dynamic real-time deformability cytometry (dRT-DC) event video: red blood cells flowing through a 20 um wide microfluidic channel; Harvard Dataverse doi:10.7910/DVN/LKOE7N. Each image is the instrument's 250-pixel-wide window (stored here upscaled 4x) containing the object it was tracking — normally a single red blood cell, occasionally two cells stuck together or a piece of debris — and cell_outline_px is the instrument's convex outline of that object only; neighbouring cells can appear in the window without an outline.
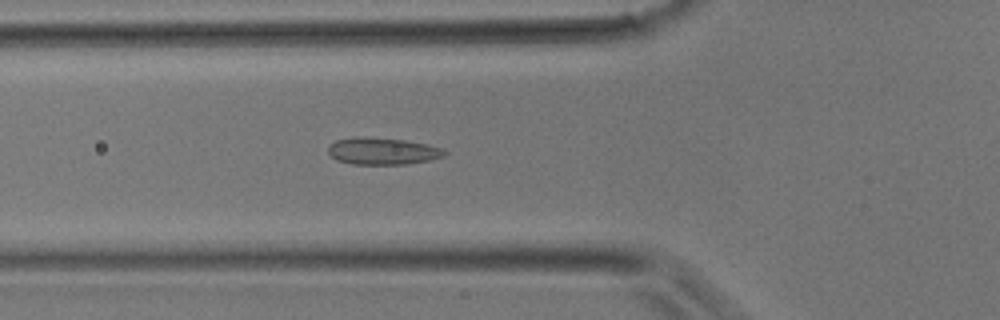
{"species": "common noctule bat (a hibernating species)", "species_latin": "Nyctalus noctula", "temperature_condition": "room temperature", "stored_images_in_passage": 38, "camera_frame_rate_fps": 3000, "um_per_image_px": 0.085, "animal": {"sex": "male", "body_mass_g": 17.9}, "frame": {"image": 1, "passage_image": 13, "time_ms": 4.0, "image_size_px": [1000, 320], "cell_outline_px": [[448, 152], [444, 156], [428, 160], [408, 164], [352, 164], [336, 160], [328, 152], [328, 144], [336, 140], [356, 136], [364, 136], [404, 140], [428, 144], [440, 148]], "centroid_in_image_um": [32.48, 12.83], "position_along_channel_um": 93.3, "area_um2": 18.38}}
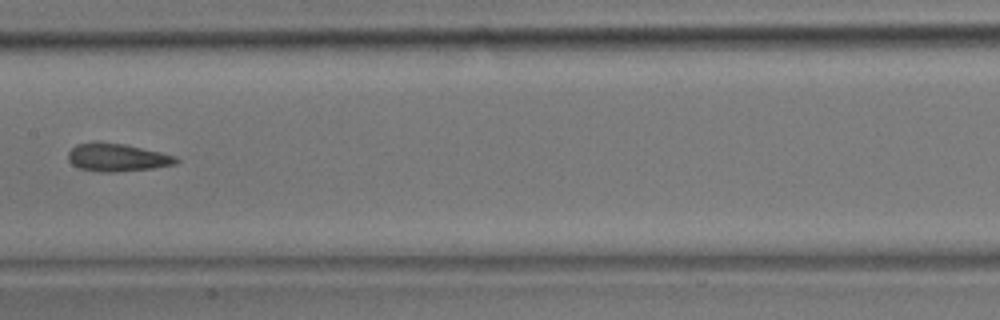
{"frame": {"image": 2, "passage_image": 19, "time_ms": 6.0, "image_size_px": [1000, 320], "cell_outline_px": [[180, 160], [176, 164], [152, 168], [116, 172], [100, 172], [80, 168], [72, 164], [68, 160], [68, 152], [76, 144], [96, 140], [124, 144], [160, 152], [176, 156]], "centroid_in_image_um": [9.93, 13.36], "position_along_channel_um": 197.5, "area_um2": 17.74}}
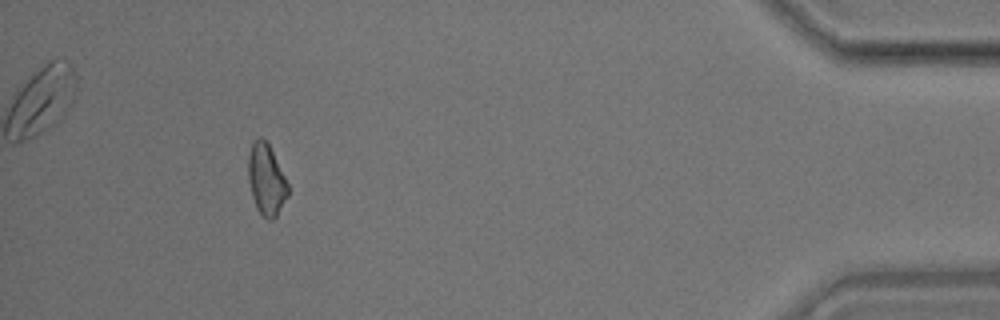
{"frame": {"image": 3, "passage_image": 35, "time_ms": 11.333, "image_size_px": [1000, 320], "cell_outline_px": [[288, 196], [276, 216], [272, 220], [268, 220], [256, 208], [252, 196], [248, 180], [248, 156], [252, 144], [260, 136], [268, 144], [288, 184]], "centroid_in_image_um": [22.62, 15.3], "position_along_channel_um": 412.6, "area_um2": 16.13}}